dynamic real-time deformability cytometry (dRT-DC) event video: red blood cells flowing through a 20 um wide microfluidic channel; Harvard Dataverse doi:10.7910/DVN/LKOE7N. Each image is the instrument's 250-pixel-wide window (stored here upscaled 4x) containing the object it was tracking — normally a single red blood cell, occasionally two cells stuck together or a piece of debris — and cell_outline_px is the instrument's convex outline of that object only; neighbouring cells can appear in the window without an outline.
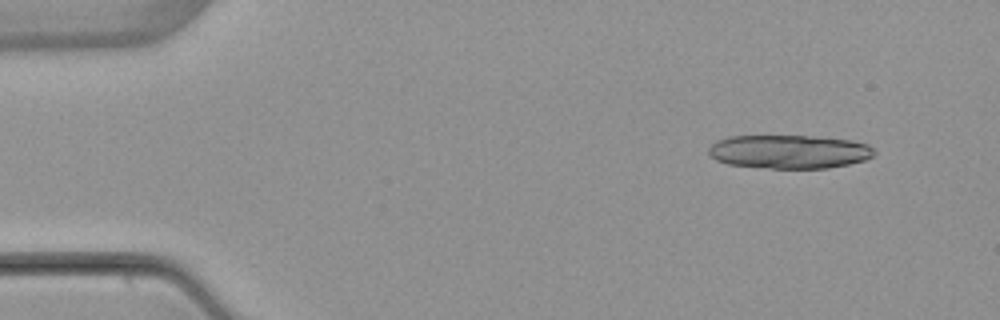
{"species": "common noctule bat (a hibernating species)", "species_latin": "Nyctalus noctula", "temperature_condition": "warm", "stored_images_in_passage": 6, "camera_frame_rate_fps": 3000, "um_per_image_px": 0.085, "animal": {"sex": "female", "body_mass_g": 22.7, "forearm_length_mm": 54.2}, "frame": {"image": 1, "passage_image": 1, "time_ms": 0.0, "image_size_px": [1000, 320], "cell_outline_px": [[876, 152], [872, 156], [864, 160], [848, 164], [828, 168], [772, 168], [728, 164], [716, 160], [708, 152], [708, 148], [716, 140], [728, 136], [812, 136], [852, 140], [868, 144]], "centroid_in_image_um": [67.08, 12.88], "position_along_channel_um": 17.9, "area_um2": 32.43}}
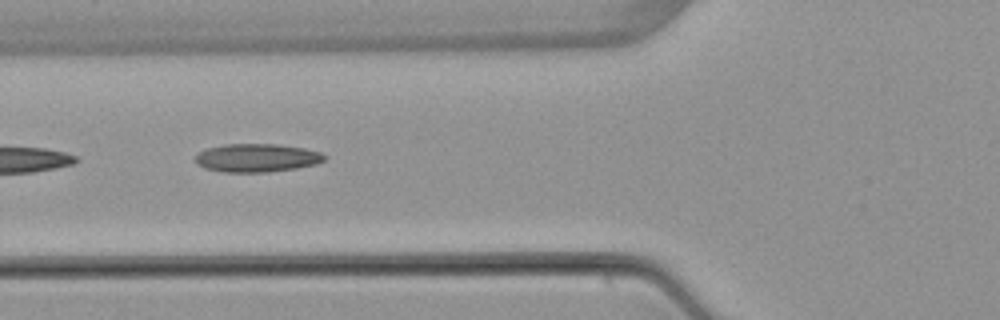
{"frame": {"image": 2, "passage_image": 4, "time_ms": 5.0, "image_size_px": [1000, 320], "cell_outline_px": [[328, 156], [324, 160], [316, 164], [296, 168], [268, 172], [224, 172], [204, 168], [196, 164], [196, 156], [200, 152], [208, 148], [224, 144], [276, 144], [304, 148], [320, 152]], "centroid_in_image_um": [21.84, 13.42], "position_along_channel_um": 104.0, "area_um2": 21.27}}
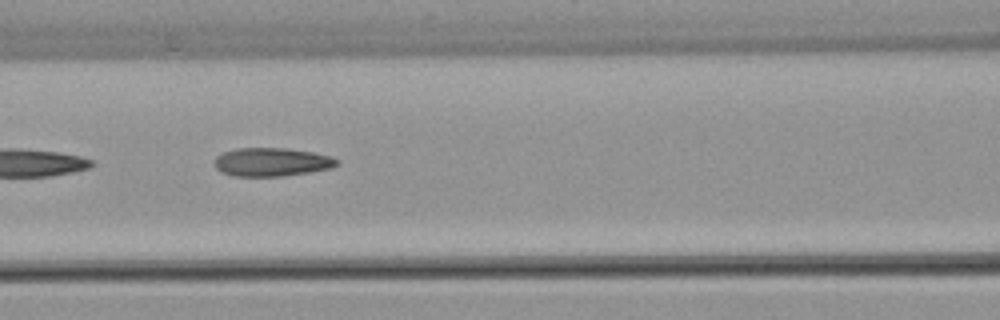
{"frame": {"image": 3, "passage_image": 5, "time_ms": 6.0, "image_size_px": [1000, 320], "cell_outline_px": [[340, 164], [332, 168], [284, 176], [232, 176], [220, 172], [212, 164], [216, 156], [224, 152], [236, 148], [288, 148], [312, 152], [332, 156], [340, 160]], "centroid_in_image_um": [23.09, 13.77], "position_along_channel_um": 143.5, "area_um2": 20.63}}